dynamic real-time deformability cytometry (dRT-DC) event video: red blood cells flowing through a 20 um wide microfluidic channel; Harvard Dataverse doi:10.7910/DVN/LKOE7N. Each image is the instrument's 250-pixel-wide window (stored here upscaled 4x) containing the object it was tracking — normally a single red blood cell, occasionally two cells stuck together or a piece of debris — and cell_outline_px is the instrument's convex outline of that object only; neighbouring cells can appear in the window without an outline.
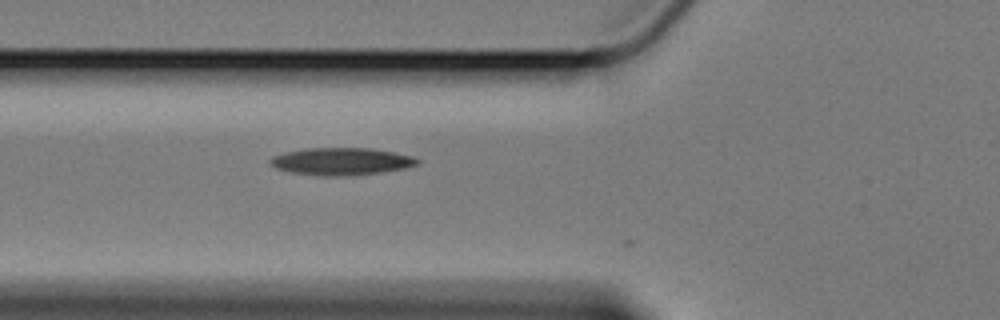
{"species": "Egyptian fruit bat (a non-hibernating species)", "species_latin": "Rousettus aegyptiacus", "temperature_condition": "cold", "stored_images_in_passage": 4, "camera_frame_rate_fps": 3000, "um_per_image_px": 0.085, "animal": {"sex": "female"}, "frame": {"image": 1, "passage_image": 2, "time_ms": 0.333, "image_size_px": [1000, 320], "cell_outline_px": [[420, 164], [404, 168], [380, 172], [348, 176], [328, 176], [292, 172], [276, 168], [268, 164], [268, 160], [272, 156], [284, 152], [304, 148], [372, 148], [412, 156], [420, 160]], "centroid_in_image_um": [28.98, 13.71], "position_along_channel_um": 96.8, "area_um2": 23.47}}